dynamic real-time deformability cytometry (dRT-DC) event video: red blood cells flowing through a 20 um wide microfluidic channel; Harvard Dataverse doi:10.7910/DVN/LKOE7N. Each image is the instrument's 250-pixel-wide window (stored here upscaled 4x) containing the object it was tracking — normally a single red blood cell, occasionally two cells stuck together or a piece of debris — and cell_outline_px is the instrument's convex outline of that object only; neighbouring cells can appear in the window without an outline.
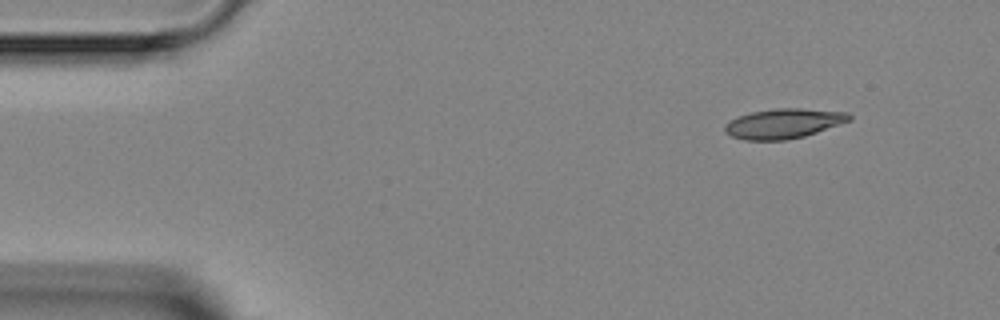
{"species": "Egyptian fruit bat (a non-hibernating species)", "species_latin": "Rousettus aegyptiacus", "temperature_condition": "room temperature", "stored_images_in_passage": 3, "camera_frame_rate_fps": 3000, "um_per_image_px": 0.085, "animal": {"sex": "female"}, "frame": {"image": 1, "passage_image": 1, "time_ms": 0.0, "image_size_px": [1000, 320], "cell_outline_px": [[852, 120], [804, 136], [784, 140], [744, 140], [732, 136], [724, 132], [724, 124], [740, 116], [752, 112], [776, 108], [800, 108], [848, 112], [852, 116]], "centroid_in_image_um": [66.62, 10.49], "position_along_channel_um": 18.4, "area_um2": 21.5}}
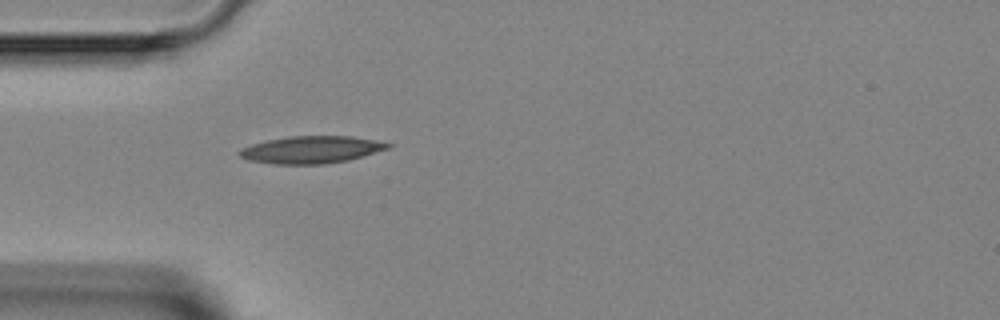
{"frame": {"image": 2, "passage_image": 3, "time_ms": 3.0, "image_size_px": [1000, 320], "cell_outline_px": [[392, 144], [388, 148], [348, 160], [324, 164], [272, 164], [248, 160], [240, 156], [236, 152], [240, 148], [252, 144], [268, 140], [288, 136], [352, 136], [376, 140]], "centroid_in_image_um": [26.41, 12.72], "position_along_channel_um": 58.6, "area_um2": 23.52}}